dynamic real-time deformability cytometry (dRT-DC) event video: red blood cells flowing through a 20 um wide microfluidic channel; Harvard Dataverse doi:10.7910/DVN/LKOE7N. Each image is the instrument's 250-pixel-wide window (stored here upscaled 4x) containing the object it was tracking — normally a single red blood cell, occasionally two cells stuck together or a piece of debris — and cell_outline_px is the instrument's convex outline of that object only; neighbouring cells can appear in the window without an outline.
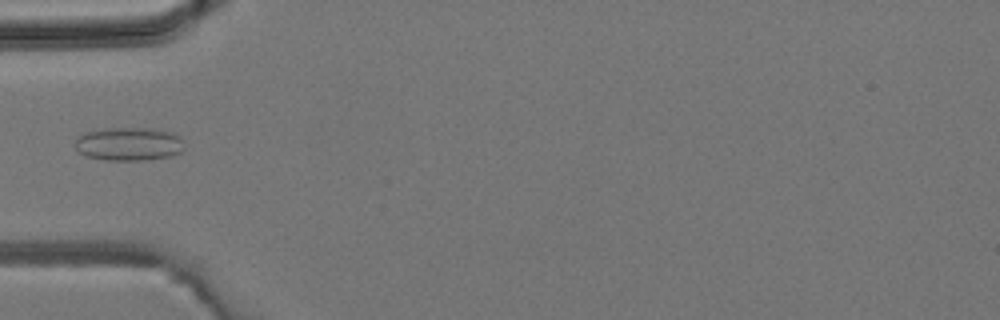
{"species": "common noctule bat (a hibernating species)", "species_latin": "Nyctalus noctula", "temperature_condition": "room temperature", "stored_images_in_passage": 4, "camera_frame_rate_fps": 3000, "um_per_image_px": 0.085, "animal": {"sex": "male", "body_mass_g": 19.2, "forearm_length_mm": 51.8}, "frame": {"image": 1, "passage_image": 4, "time_ms": 3.333, "image_size_px": [1000, 320], "cell_outline_px": [[184, 148], [180, 152], [168, 156], [148, 160], [104, 160], [84, 156], [76, 148], [76, 140], [84, 132], [104, 128], [152, 128], [172, 132], [180, 140]], "centroid_in_image_um": [10.91, 12.24], "position_along_channel_um": 74.1, "area_um2": 21.15}}